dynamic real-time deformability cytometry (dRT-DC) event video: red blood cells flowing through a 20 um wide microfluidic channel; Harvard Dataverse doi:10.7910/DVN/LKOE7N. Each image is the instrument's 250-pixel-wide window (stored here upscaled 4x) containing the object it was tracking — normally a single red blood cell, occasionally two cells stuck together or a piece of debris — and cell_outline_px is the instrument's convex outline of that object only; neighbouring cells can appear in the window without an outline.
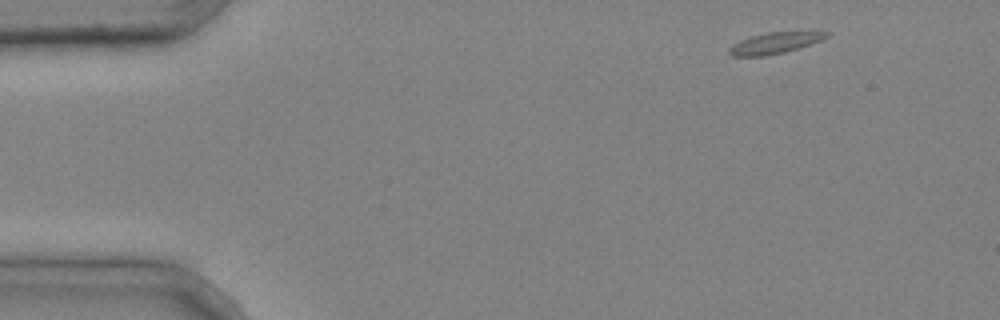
{"species": "common noctule bat (a hibernating species)", "species_latin": "Nyctalus noctula", "temperature_condition": "cold", "stored_images_in_passage": 2, "camera_frame_rate_fps": 3000, "um_per_image_px": 0.085, "animal": {"sex": "male", "body_mass_g": 20.4}, "frame": {"image": 1, "passage_image": 1, "time_ms": 0.0, "image_size_px": [1000, 320], "cell_outline_px": [[832, 32], [828, 36], [812, 44], [784, 52], [764, 56], [732, 56], [728, 52], [728, 48], [740, 40], [752, 36], [768, 32]], "centroid_in_image_um": [65.84, 3.66], "position_along_channel_um": 19.2, "area_um2": 11.79}}